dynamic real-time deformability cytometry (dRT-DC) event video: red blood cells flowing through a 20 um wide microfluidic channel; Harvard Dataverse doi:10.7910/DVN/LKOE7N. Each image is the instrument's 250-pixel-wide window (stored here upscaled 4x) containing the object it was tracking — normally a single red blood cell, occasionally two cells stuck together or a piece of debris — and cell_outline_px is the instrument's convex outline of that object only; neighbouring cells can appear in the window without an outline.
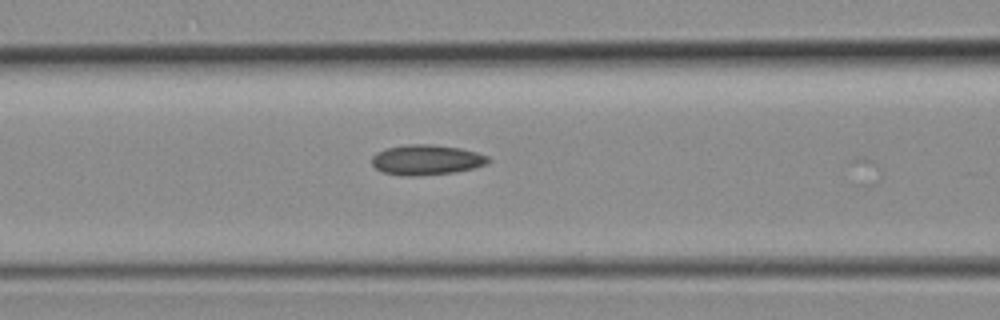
{"species": "common noctule bat (a hibernating species)", "species_latin": "Nyctalus noctula", "temperature_condition": "room temperature", "stored_images_in_passage": 13, "camera_frame_rate_fps": 3000, "um_per_image_px": 0.085, "animal": {"sex": "female", "body_mass_g": 19.3, "forearm_length_mm": 54.1}, "frame": {"image": 1, "passage_image": 3, "time_ms": 0.667, "image_size_px": [1000, 320], "cell_outline_px": [[492, 160], [484, 164], [472, 168], [456, 172], [416, 176], [408, 176], [384, 172], [376, 168], [372, 164], [372, 156], [376, 152], [388, 148], [408, 144], [432, 144], [460, 148], [476, 152], [488, 156]], "centroid_in_image_um": [36.25, 13.58], "position_along_channel_um": 130.3, "area_um2": 20.35}}
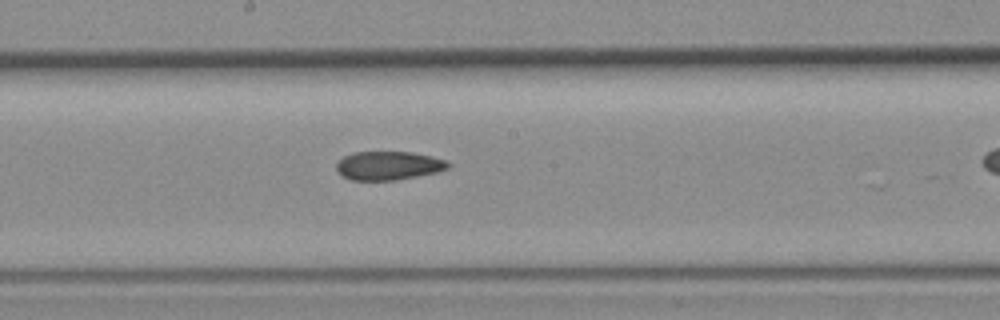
{"frame": {"image": 2, "passage_image": 8, "time_ms": 2.333, "image_size_px": [1000, 320], "cell_outline_px": [[452, 164], [448, 168], [436, 172], [396, 180], [352, 180], [344, 176], [336, 168], [336, 164], [344, 156], [352, 152], [412, 152], [444, 160]], "centroid_in_image_um": [33.01, 14.07], "position_along_channel_um": 215.2, "area_um2": 18.38}}
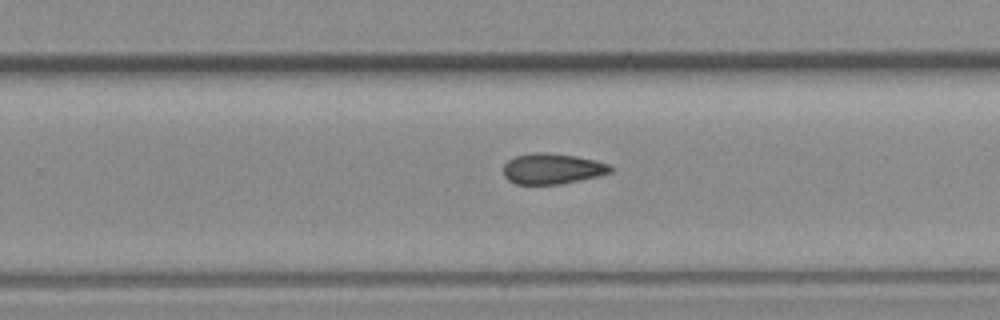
{"frame": {"image": 3, "passage_image": 12, "time_ms": 3.667, "image_size_px": [1000, 320], "cell_outline_px": [[616, 168], [612, 172], [600, 176], [560, 184], [516, 184], [508, 180], [504, 176], [504, 164], [508, 160], [516, 156], [532, 152], [548, 152], [576, 156], [608, 164]], "centroid_in_image_um": [46.96, 14.34], "position_along_channel_um": 282.8, "area_um2": 19.25}}